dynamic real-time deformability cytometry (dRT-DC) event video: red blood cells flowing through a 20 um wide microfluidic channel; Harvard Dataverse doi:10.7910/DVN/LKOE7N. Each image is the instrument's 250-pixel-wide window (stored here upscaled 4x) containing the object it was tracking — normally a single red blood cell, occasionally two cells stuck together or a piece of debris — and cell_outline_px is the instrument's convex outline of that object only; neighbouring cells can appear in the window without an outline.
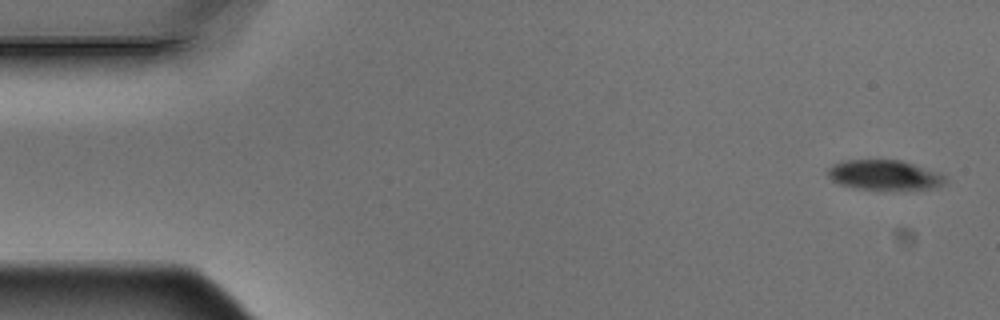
{"species": "Egyptian fruit bat (a non-hibernating species)", "species_latin": "Rousettus aegyptiacus", "temperature_condition": "warm", "stored_images_in_passage": 4, "camera_frame_rate_fps": 3000, "um_per_image_px": 0.085, "animal": {"sex": "male"}, "frame": {"image": 1, "passage_image": 1, "time_ms": 0.0, "image_size_px": [1000, 320], "cell_outline_px": [[944, 184], [932, 188], [852, 188], [840, 184], [832, 180], [828, 176], [828, 168], [836, 164], [848, 160], [900, 160], [936, 172], [944, 176]], "centroid_in_image_um": [75.12, 14.86], "position_along_channel_um": 9.9, "area_um2": 19.59}}